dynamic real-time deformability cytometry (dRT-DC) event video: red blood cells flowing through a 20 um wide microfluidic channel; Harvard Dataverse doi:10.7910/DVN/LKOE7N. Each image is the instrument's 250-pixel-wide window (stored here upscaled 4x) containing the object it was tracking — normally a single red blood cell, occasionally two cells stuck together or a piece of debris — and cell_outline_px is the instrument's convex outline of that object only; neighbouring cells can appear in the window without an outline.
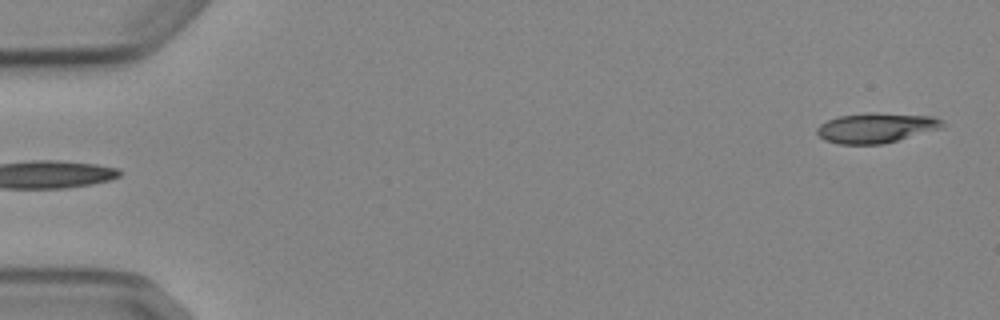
{"species": "Egyptian fruit bat (a non-hibernating species)", "species_latin": "Rousettus aegyptiacus", "temperature_condition": "cold", "stored_images_in_passage": 6, "segment_of_instrument_passage": [2, 2], "camera_frame_rate_fps": 3000, "um_per_image_px": 0.085, "animal": {"sex": "female"}, "frame": {"image": 1, "passage_image": 6, "time_ms": 6.0, "image_size_px": [1000, 320], "cell_outline_px": [[944, 124], [940, 128], [884, 144], [840, 144], [824, 140], [816, 132], [816, 128], [820, 124], [828, 120], [840, 116], [868, 112], [932, 116], [944, 120]], "centroid_in_image_um": [74.45, 10.86], "position_along_channel_um": 10.6, "area_um2": 21.79}}